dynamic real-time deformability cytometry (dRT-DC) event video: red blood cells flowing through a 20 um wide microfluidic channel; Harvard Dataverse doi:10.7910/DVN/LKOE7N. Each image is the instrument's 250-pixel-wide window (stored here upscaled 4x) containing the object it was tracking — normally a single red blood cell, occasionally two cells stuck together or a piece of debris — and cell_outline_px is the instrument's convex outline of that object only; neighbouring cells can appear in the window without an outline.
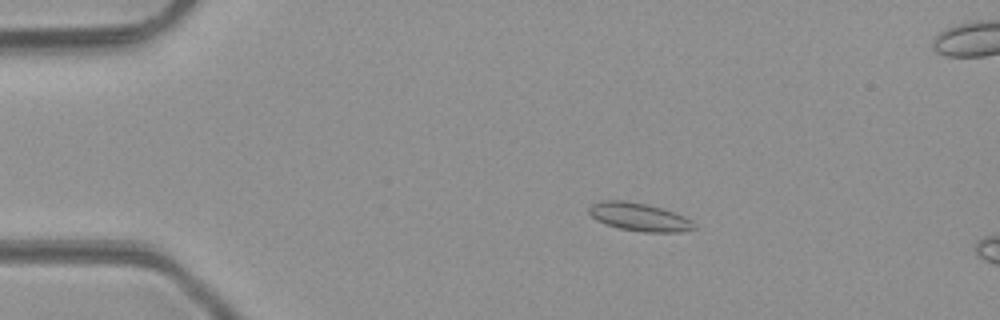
{"species": "common noctule bat (a hibernating species)", "species_latin": "Nyctalus noctula", "temperature_condition": "room temperature", "stored_images_in_passage": 4, "camera_frame_rate_fps": 3000, "um_per_image_px": 0.085, "animal": {"sex": "male", "body_mass_g": 23.1, "forearm_length_mm": 52.7}, "frame": {"image": 1, "passage_image": 2, "time_ms": 1.0, "image_size_px": [1000, 320], "cell_outline_px": [[696, 228], [680, 232], [644, 232], [620, 228], [604, 224], [596, 220], [588, 212], [588, 208], [592, 204], [600, 200], [624, 200], [648, 204], [684, 216]], "centroid_in_image_um": [54.26, 18.43], "position_along_channel_um": 30.7, "area_um2": 17.05}}